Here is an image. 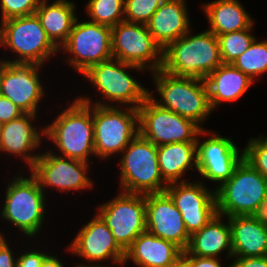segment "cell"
<instances>
[{"instance_id": "1", "label": "cell", "mask_w": 267, "mask_h": 267, "mask_svg": "<svg viewBox=\"0 0 267 267\" xmlns=\"http://www.w3.org/2000/svg\"><path fill=\"white\" fill-rule=\"evenodd\" d=\"M189 33L163 50L162 70L178 77L205 80L223 64L218 37L208 30L193 36Z\"/></svg>"}, {"instance_id": "2", "label": "cell", "mask_w": 267, "mask_h": 267, "mask_svg": "<svg viewBox=\"0 0 267 267\" xmlns=\"http://www.w3.org/2000/svg\"><path fill=\"white\" fill-rule=\"evenodd\" d=\"M90 101L78 97L53 123L45 126L44 136L54 141L62 157L88 163V156L95 154L93 106Z\"/></svg>"}, {"instance_id": "3", "label": "cell", "mask_w": 267, "mask_h": 267, "mask_svg": "<svg viewBox=\"0 0 267 267\" xmlns=\"http://www.w3.org/2000/svg\"><path fill=\"white\" fill-rule=\"evenodd\" d=\"M152 73L162 99L157 101L151 92L149 96L160 107L188 118L198 125L212 112L205 80L174 76L162 69Z\"/></svg>"}, {"instance_id": "4", "label": "cell", "mask_w": 267, "mask_h": 267, "mask_svg": "<svg viewBox=\"0 0 267 267\" xmlns=\"http://www.w3.org/2000/svg\"><path fill=\"white\" fill-rule=\"evenodd\" d=\"M121 153H124L120 161V184L123 192H165L168 184L160 173L158 146L138 133Z\"/></svg>"}, {"instance_id": "5", "label": "cell", "mask_w": 267, "mask_h": 267, "mask_svg": "<svg viewBox=\"0 0 267 267\" xmlns=\"http://www.w3.org/2000/svg\"><path fill=\"white\" fill-rule=\"evenodd\" d=\"M215 194L223 217L251 215L267 195V180L243 158Z\"/></svg>"}, {"instance_id": "6", "label": "cell", "mask_w": 267, "mask_h": 267, "mask_svg": "<svg viewBox=\"0 0 267 267\" xmlns=\"http://www.w3.org/2000/svg\"><path fill=\"white\" fill-rule=\"evenodd\" d=\"M125 110L101 101L93 105L95 155L107 158L122 152L138 135V110Z\"/></svg>"}, {"instance_id": "7", "label": "cell", "mask_w": 267, "mask_h": 267, "mask_svg": "<svg viewBox=\"0 0 267 267\" xmlns=\"http://www.w3.org/2000/svg\"><path fill=\"white\" fill-rule=\"evenodd\" d=\"M137 110L139 134L156 146L197 142L199 135L209 133L194 121L160 107L150 96Z\"/></svg>"}, {"instance_id": "8", "label": "cell", "mask_w": 267, "mask_h": 267, "mask_svg": "<svg viewBox=\"0 0 267 267\" xmlns=\"http://www.w3.org/2000/svg\"><path fill=\"white\" fill-rule=\"evenodd\" d=\"M44 194L38 180L32 174L29 178L15 176L7 186L2 217L13 223L25 236L36 235L45 216Z\"/></svg>"}, {"instance_id": "9", "label": "cell", "mask_w": 267, "mask_h": 267, "mask_svg": "<svg viewBox=\"0 0 267 267\" xmlns=\"http://www.w3.org/2000/svg\"><path fill=\"white\" fill-rule=\"evenodd\" d=\"M0 46L11 48L19 58L11 62L42 65L50 55L59 49L47 37L38 17H14L1 21Z\"/></svg>"}, {"instance_id": "10", "label": "cell", "mask_w": 267, "mask_h": 267, "mask_svg": "<svg viewBox=\"0 0 267 267\" xmlns=\"http://www.w3.org/2000/svg\"><path fill=\"white\" fill-rule=\"evenodd\" d=\"M125 68L144 69L137 65L112 58L90 66L83 75L100 90L107 101H118V103L126 105L130 104L129 107L138 109L149 96V91L131 77Z\"/></svg>"}, {"instance_id": "11", "label": "cell", "mask_w": 267, "mask_h": 267, "mask_svg": "<svg viewBox=\"0 0 267 267\" xmlns=\"http://www.w3.org/2000/svg\"><path fill=\"white\" fill-rule=\"evenodd\" d=\"M98 215L111 230L118 245L126 251L146 231L145 194L121 192L99 207Z\"/></svg>"}, {"instance_id": "12", "label": "cell", "mask_w": 267, "mask_h": 267, "mask_svg": "<svg viewBox=\"0 0 267 267\" xmlns=\"http://www.w3.org/2000/svg\"><path fill=\"white\" fill-rule=\"evenodd\" d=\"M111 33L113 58L144 69L148 67L151 72L162 69L163 50L145 24L122 21L111 28Z\"/></svg>"}, {"instance_id": "13", "label": "cell", "mask_w": 267, "mask_h": 267, "mask_svg": "<svg viewBox=\"0 0 267 267\" xmlns=\"http://www.w3.org/2000/svg\"><path fill=\"white\" fill-rule=\"evenodd\" d=\"M72 57L69 64L80 73L90 66L112 59L111 27L76 19L67 41L61 46Z\"/></svg>"}, {"instance_id": "14", "label": "cell", "mask_w": 267, "mask_h": 267, "mask_svg": "<svg viewBox=\"0 0 267 267\" xmlns=\"http://www.w3.org/2000/svg\"><path fill=\"white\" fill-rule=\"evenodd\" d=\"M41 65L2 61L0 95L10 99L24 113L37 114V105L44 96L38 77Z\"/></svg>"}, {"instance_id": "15", "label": "cell", "mask_w": 267, "mask_h": 267, "mask_svg": "<svg viewBox=\"0 0 267 267\" xmlns=\"http://www.w3.org/2000/svg\"><path fill=\"white\" fill-rule=\"evenodd\" d=\"M165 192L180 211L190 236L217 214L215 190H207L200 182L171 183L168 184Z\"/></svg>"}, {"instance_id": "16", "label": "cell", "mask_w": 267, "mask_h": 267, "mask_svg": "<svg viewBox=\"0 0 267 267\" xmlns=\"http://www.w3.org/2000/svg\"><path fill=\"white\" fill-rule=\"evenodd\" d=\"M88 166V163L62 157L50 151L42 153L30 170L43 191L45 186H50L64 192L92 187L93 182L86 174Z\"/></svg>"}, {"instance_id": "17", "label": "cell", "mask_w": 267, "mask_h": 267, "mask_svg": "<svg viewBox=\"0 0 267 267\" xmlns=\"http://www.w3.org/2000/svg\"><path fill=\"white\" fill-rule=\"evenodd\" d=\"M146 230L173 242L182 251L188 247V234L182 215L166 192L145 194Z\"/></svg>"}, {"instance_id": "18", "label": "cell", "mask_w": 267, "mask_h": 267, "mask_svg": "<svg viewBox=\"0 0 267 267\" xmlns=\"http://www.w3.org/2000/svg\"><path fill=\"white\" fill-rule=\"evenodd\" d=\"M239 151L243 152L230 138L215 133L201 143L197 138V171L212 182H220L221 186L233 175L234 169L243 159V153L239 154Z\"/></svg>"}, {"instance_id": "19", "label": "cell", "mask_w": 267, "mask_h": 267, "mask_svg": "<svg viewBox=\"0 0 267 267\" xmlns=\"http://www.w3.org/2000/svg\"><path fill=\"white\" fill-rule=\"evenodd\" d=\"M69 250L90 262L112 258L113 262L124 265L125 251L98 214L81 228Z\"/></svg>"}, {"instance_id": "20", "label": "cell", "mask_w": 267, "mask_h": 267, "mask_svg": "<svg viewBox=\"0 0 267 267\" xmlns=\"http://www.w3.org/2000/svg\"><path fill=\"white\" fill-rule=\"evenodd\" d=\"M36 114L24 113L20 117L13 119L2 125L0 133V150L7 154L22 156L30 169L34 166L39 154H30L41 143L44 136V129L39 133L37 127L32 125ZM41 134V137H40ZM29 153V154H28Z\"/></svg>"}, {"instance_id": "21", "label": "cell", "mask_w": 267, "mask_h": 267, "mask_svg": "<svg viewBox=\"0 0 267 267\" xmlns=\"http://www.w3.org/2000/svg\"><path fill=\"white\" fill-rule=\"evenodd\" d=\"M186 10L183 0H164L146 24L154 41L162 50L191 31Z\"/></svg>"}, {"instance_id": "22", "label": "cell", "mask_w": 267, "mask_h": 267, "mask_svg": "<svg viewBox=\"0 0 267 267\" xmlns=\"http://www.w3.org/2000/svg\"><path fill=\"white\" fill-rule=\"evenodd\" d=\"M183 251L173 242L159 238L147 230L125 251L124 264L132 259L140 267H166Z\"/></svg>"}, {"instance_id": "23", "label": "cell", "mask_w": 267, "mask_h": 267, "mask_svg": "<svg viewBox=\"0 0 267 267\" xmlns=\"http://www.w3.org/2000/svg\"><path fill=\"white\" fill-rule=\"evenodd\" d=\"M232 237V256L254 257L267 255V228L251 215L229 217Z\"/></svg>"}, {"instance_id": "24", "label": "cell", "mask_w": 267, "mask_h": 267, "mask_svg": "<svg viewBox=\"0 0 267 267\" xmlns=\"http://www.w3.org/2000/svg\"><path fill=\"white\" fill-rule=\"evenodd\" d=\"M209 104L212 110L221 102L239 99L253 80L232 64H221L205 78Z\"/></svg>"}, {"instance_id": "25", "label": "cell", "mask_w": 267, "mask_h": 267, "mask_svg": "<svg viewBox=\"0 0 267 267\" xmlns=\"http://www.w3.org/2000/svg\"><path fill=\"white\" fill-rule=\"evenodd\" d=\"M221 217L223 216L217 213L205 226L190 236L185 250L188 255L217 258L222 251L228 249V257H233L229 217L227 224L222 223Z\"/></svg>"}, {"instance_id": "26", "label": "cell", "mask_w": 267, "mask_h": 267, "mask_svg": "<svg viewBox=\"0 0 267 267\" xmlns=\"http://www.w3.org/2000/svg\"><path fill=\"white\" fill-rule=\"evenodd\" d=\"M74 11V2L56 0L49 5L47 0H42L34 13L47 37L59 50L62 49L60 46L67 41L77 19Z\"/></svg>"}, {"instance_id": "27", "label": "cell", "mask_w": 267, "mask_h": 267, "mask_svg": "<svg viewBox=\"0 0 267 267\" xmlns=\"http://www.w3.org/2000/svg\"><path fill=\"white\" fill-rule=\"evenodd\" d=\"M197 142L169 143L158 146L159 169L167 184L185 182L179 181L189 168L197 169Z\"/></svg>"}, {"instance_id": "28", "label": "cell", "mask_w": 267, "mask_h": 267, "mask_svg": "<svg viewBox=\"0 0 267 267\" xmlns=\"http://www.w3.org/2000/svg\"><path fill=\"white\" fill-rule=\"evenodd\" d=\"M210 29L216 36L248 29L253 20L246 13L239 0H217L203 5Z\"/></svg>"}, {"instance_id": "29", "label": "cell", "mask_w": 267, "mask_h": 267, "mask_svg": "<svg viewBox=\"0 0 267 267\" xmlns=\"http://www.w3.org/2000/svg\"><path fill=\"white\" fill-rule=\"evenodd\" d=\"M125 0H89L86 12L91 22L114 27L124 21Z\"/></svg>"}, {"instance_id": "30", "label": "cell", "mask_w": 267, "mask_h": 267, "mask_svg": "<svg viewBox=\"0 0 267 267\" xmlns=\"http://www.w3.org/2000/svg\"><path fill=\"white\" fill-rule=\"evenodd\" d=\"M232 65L252 80H254V77L267 72V41L256 42L255 39Z\"/></svg>"}, {"instance_id": "31", "label": "cell", "mask_w": 267, "mask_h": 267, "mask_svg": "<svg viewBox=\"0 0 267 267\" xmlns=\"http://www.w3.org/2000/svg\"><path fill=\"white\" fill-rule=\"evenodd\" d=\"M251 28L236 32L218 35L221 59L223 64H232L238 56L242 55L256 39L251 33Z\"/></svg>"}, {"instance_id": "32", "label": "cell", "mask_w": 267, "mask_h": 267, "mask_svg": "<svg viewBox=\"0 0 267 267\" xmlns=\"http://www.w3.org/2000/svg\"><path fill=\"white\" fill-rule=\"evenodd\" d=\"M164 0H125L124 21L147 24Z\"/></svg>"}, {"instance_id": "33", "label": "cell", "mask_w": 267, "mask_h": 267, "mask_svg": "<svg viewBox=\"0 0 267 267\" xmlns=\"http://www.w3.org/2000/svg\"><path fill=\"white\" fill-rule=\"evenodd\" d=\"M243 158L267 180V147L258 139H250Z\"/></svg>"}, {"instance_id": "34", "label": "cell", "mask_w": 267, "mask_h": 267, "mask_svg": "<svg viewBox=\"0 0 267 267\" xmlns=\"http://www.w3.org/2000/svg\"><path fill=\"white\" fill-rule=\"evenodd\" d=\"M42 0H1L2 21L33 15Z\"/></svg>"}, {"instance_id": "35", "label": "cell", "mask_w": 267, "mask_h": 267, "mask_svg": "<svg viewBox=\"0 0 267 267\" xmlns=\"http://www.w3.org/2000/svg\"><path fill=\"white\" fill-rule=\"evenodd\" d=\"M24 112L10 99L0 95V122L7 123L23 115Z\"/></svg>"}, {"instance_id": "36", "label": "cell", "mask_w": 267, "mask_h": 267, "mask_svg": "<svg viewBox=\"0 0 267 267\" xmlns=\"http://www.w3.org/2000/svg\"><path fill=\"white\" fill-rule=\"evenodd\" d=\"M49 254L40 252L39 250L27 251V253L21 254L16 260V267H41L44 259Z\"/></svg>"}, {"instance_id": "37", "label": "cell", "mask_w": 267, "mask_h": 267, "mask_svg": "<svg viewBox=\"0 0 267 267\" xmlns=\"http://www.w3.org/2000/svg\"><path fill=\"white\" fill-rule=\"evenodd\" d=\"M229 267H267L266 256L237 257Z\"/></svg>"}, {"instance_id": "38", "label": "cell", "mask_w": 267, "mask_h": 267, "mask_svg": "<svg viewBox=\"0 0 267 267\" xmlns=\"http://www.w3.org/2000/svg\"><path fill=\"white\" fill-rule=\"evenodd\" d=\"M14 259L6 239L0 234V267H16L17 260Z\"/></svg>"}, {"instance_id": "39", "label": "cell", "mask_w": 267, "mask_h": 267, "mask_svg": "<svg viewBox=\"0 0 267 267\" xmlns=\"http://www.w3.org/2000/svg\"><path fill=\"white\" fill-rule=\"evenodd\" d=\"M219 259L213 257H199L189 255L190 267H222L218 261Z\"/></svg>"}, {"instance_id": "40", "label": "cell", "mask_w": 267, "mask_h": 267, "mask_svg": "<svg viewBox=\"0 0 267 267\" xmlns=\"http://www.w3.org/2000/svg\"><path fill=\"white\" fill-rule=\"evenodd\" d=\"M251 216L267 228V195L253 211Z\"/></svg>"}, {"instance_id": "41", "label": "cell", "mask_w": 267, "mask_h": 267, "mask_svg": "<svg viewBox=\"0 0 267 267\" xmlns=\"http://www.w3.org/2000/svg\"><path fill=\"white\" fill-rule=\"evenodd\" d=\"M166 267H190L189 266V255L183 251L179 256Z\"/></svg>"}, {"instance_id": "42", "label": "cell", "mask_w": 267, "mask_h": 267, "mask_svg": "<svg viewBox=\"0 0 267 267\" xmlns=\"http://www.w3.org/2000/svg\"><path fill=\"white\" fill-rule=\"evenodd\" d=\"M41 267H64V266L62 262H60L55 256L48 255L44 259Z\"/></svg>"}, {"instance_id": "43", "label": "cell", "mask_w": 267, "mask_h": 267, "mask_svg": "<svg viewBox=\"0 0 267 267\" xmlns=\"http://www.w3.org/2000/svg\"><path fill=\"white\" fill-rule=\"evenodd\" d=\"M78 267H103V266H101V265L98 266V265H88V264L87 265H83V264L81 265V264H79Z\"/></svg>"}, {"instance_id": "44", "label": "cell", "mask_w": 267, "mask_h": 267, "mask_svg": "<svg viewBox=\"0 0 267 267\" xmlns=\"http://www.w3.org/2000/svg\"><path fill=\"white\" fill-rule=\"evenodd\" d=\"M258 139L267 147V137H259Z\"/></svg>"}, {"instance_id": "45", "label": "cell", "mask_w": 267, "mask_h": 267, "mask_svg": "<svg viewBox=\"0 0 267 267\" xmlns=\"http://www.w3.org/2000/svg\"><path fill=\"white\" fill-rule=\"evenodd\" d=\"M1 73H2V61H0V80H1Z\"/></svg>"}, {"instance_id": "46", "label": "cell", "mask_w": 267, "mask_h": 267, "mask_svg": "<svg viewBox=\"0 0 267 267\" xmlns=\"http://www.w3.org/2000/svg\"><path fill=\"white\" fill-rule=\"evenodd\" d=\"M2 125H3V124L0 122V133H1Z\"/></svg>"}]
</instances>
